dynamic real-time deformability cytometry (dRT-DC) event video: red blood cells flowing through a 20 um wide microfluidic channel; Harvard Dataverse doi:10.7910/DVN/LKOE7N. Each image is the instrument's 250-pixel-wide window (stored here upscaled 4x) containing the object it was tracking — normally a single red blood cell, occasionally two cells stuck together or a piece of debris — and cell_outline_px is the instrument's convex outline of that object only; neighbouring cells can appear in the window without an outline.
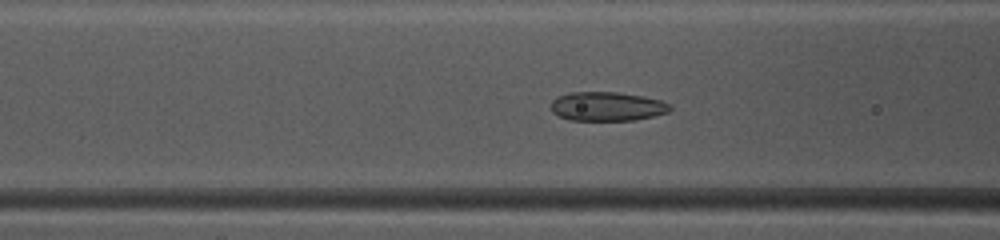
{"species": "common noctule bat (a hibernating species)", "species_latin": "Nyctalus noctula", "temperature_condition": "warm", "stored_images_in_passage": 38, "camera_frame_rate_fps": 3000, "um_per_image_px": 0.085, "animal": {"sex": "female", "body_mass_g": 10.0, "forearm_length_mm": 53.1}, "frame": {"image": 1, "passage_image": 9, "time_ms": 2.667, "image_size_px": [1000, 240], "cell_outline_px": [[672, 108], [668, 112], [636, 120], [568, 120], [552, 112], [552, 100], [568, 92], [616, 92], [640, 96], [660, 100], [668, 104]], "centroid_in_image_um": [51.58, 9.05], "position_along_channel_um": 115.0, "area_um2": 19.94}}
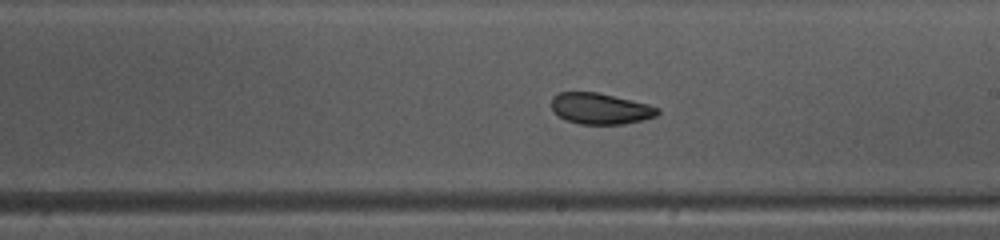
{"frame": {"image": 2, "passage_image": 18, "time_ms": 5.667, "image_size_px": [1000, 240], "cell_outline_px": [[660, 112], [656, 116], [644, 120], [624, 124], [580, 124], [568, 120], [560, 116], [552, 108], [552, 96], [560, 92], [596, 92], [648, 104], [660, 108]], "centroid_in_image_um": [51.06, 9.23], "position_along_channel_um": 237.9, "area_um2": 19.07}}
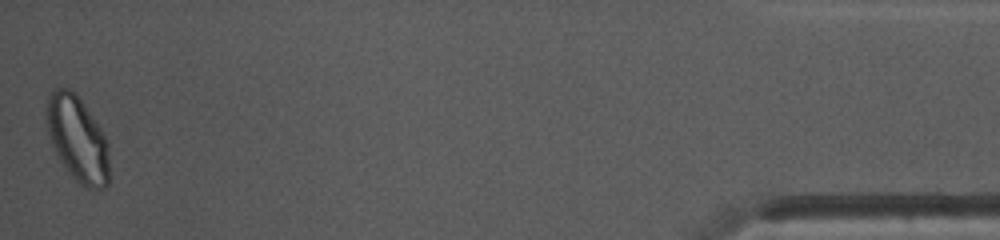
{"frame": {"image": 3, "passage_image": 38, "time_ms": 12.333, "image_size_px": [1000, 240], "cell_outline_px": [[108, 184], [104, 188], [88, 188], [80, 184], [64, 168], [52, 144], [44, 112], [48, 96], [56, 88], [68, 88], [84, 104], [100, 128], [108, 144]], "centroid_in_image_um": [6.57, 11.81], "position_along_channel_um": 428.6, "area_um2": 30.81}, "authors_computed_cell_mechanics": {"area_um2": 20.7213, "velocity_mm_per_s": 4.0916, "shape_relaxation_time_tau1_ms": 5.7563, "shape_relaxation_time_tau2_ms": 3.42, "deformation_change_tau1": 0.1205, "deformation_change_tau2": 0.0721}}